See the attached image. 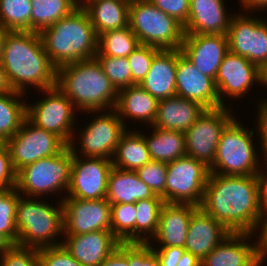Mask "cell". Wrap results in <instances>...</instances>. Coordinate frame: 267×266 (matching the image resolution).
Segmentation results:
<instances>
[{"mask_svg": "<svg viewBox=\"0 0 267 266\" xmlns=\"http://www.w3.org/2000/svg\"><path fill=\"white\" fill-rule=\"evenodd\" d=\"M129 27L141 45L161 50L180 49L185 35L180 22L159 10L149 0H130Z\"/></svg>", "mask_w": 267, "mask_h": 266, "instance_id": "obj_7", "label": "cell"}, {"mask_svg": "<svg viewBox=\"0 0 267 266\" xmlns=\"http://www.w3.org/2000/svg\"><path fill=\"white\" fill-rule=\"evenodd\" d=\"M255 235L230 233L201 261V266H260L257 242L252 241Z\"/></svg>", "mask_w": 267, "mask_h": 266, "instance_id": "obj_21", "label": "cell"}, {"mask_svg": "<svg viewBox=\"0 0 267 266\" xmlns=\"http://www.w3.org/2000/svg\"><path fill=\"white\" fill-rule=\"evenodd\" d=\"M59 201L58 206H53L42 198L19 196L16 207L17 245L37 250L62 245L63 239L56 241V237L64 235L63 202Z\"/></svg>", "mask_w": 267, "mask_h": 266, "instance_id": "obj_5", "label": "cell"}, {"mask_svg": "<svg viewBox=\"0 0 267 266\" xmlns=\"http://www.w3.org/2000/svg\"><path fill=\"white\" fill-rule=\"evenodd\" d=\"M94 58L117 91L132 86V73L127 57L95 55Z\"/></svg>", "mask_w": 267, "mask_h": 266, "instance_id": "obj_39", "label": "cell"}, {"mask_svg": "<svg viewBox=\"0 0 267 266\" xmlns=\"http://www.w3.org/2000/svg\"><path fill=\"white\" fill-rule=\"evenodd\" d=\"M0 63L13 91L26 94L28 87L33 86L42 92L56 85L57 68L45 52L39 33L8 31Z\"/></svg>", "mask_w": 267, "mask_h": 266, "instance_id": "obj_2", "label": "cell"}, {"mask_svg": "<svg viewBox=\"0 0 267 266\" xmlns=\"http://www.w3.org/2000/svg\"><path fill=\"white\" fill-rule=\"evenodd\" d=\"M21 194L16 188L0 192V233L17 244L16 207Z\"/></svg>", "mask_w": 267, "mask_h": 266, "instance_id": "obj_38", "label": "cell"}, {"mask_svg": "<svg viewBox=\"0 0 267 266\" xmlns=\"http://www.w3.org/2000/svg\"><path fill=\"white\" fill-rule=\"evenodd\" d=\"M129 4L130 0H97L90 2L84 10L99 36L129 26Z\"/></svg>", "mask_w": 267, "mask_h": 266, "instance_id": "obj_29", "label": "cell"}, {"mask_svg": "<svg viewBox=\"0 0 267 266\" xmlns=\"http://www.w3.org/2000/svg\"><path fill=\"white\" fill-rule=\"evenodd\" d=\"M230 107L221 106L204 110L184 133L186 156L203 162L207 167L213 164L221 134L235 118L232 111L234 109Z\"/></svg>", "mask_w": 267, "mask_h": 266, "instance_id": "obj_11", "label": "cell"}, {"mask_svg": "<svg viewBox=\"0 0 267 266\" xmlns=\"http://www.w3.org/2000/svg\"><path fill=\"white\" fill-rule=\"evenodd\" d=\"M7 32H8L7 30L3 29L0 26V61H1V58H2L4 39H5V36H6Z\"/></svg>", "mask_w": 267, "mask_h": 266, "instance_id": "obj_56", "label": "cell"}, {"mask_svg": "<svg viewBox=\"0 0 267 266\" xmlns=\"http://www.w3.org/2000/svg\"><path fill=\"white\" fill-rule=\"evenodd\" d=\"M139 132L135 129L133 131L130 129L121 135L112 158L114 167L122 170L136 171L152 160L143 133Z\"/></svg>", "mask_w": 267, "mask_h": 266, "instance_id": "obj_30", "label": "cell"}, {"mask_svg": "<svg viewBox=\"0 0 267 266\" xmlns=\"http://www.w3.org/2000/svg\"><path fill=\"white\" fill-rule=\"evenodd\" d=\"M99 112V115H95L96 117H93L94 119L80 130V135H77L81 144L78 145L81 146L79 152L76 148L78 147L76 146L77 138L72 137L68 145L72 154L81 153L78 156L101 157L112 160L120 137L127 129L114 109L108 112Z\"/></svg>", "mask_w": 267, "mask_h": 266, "instance_id": "obj_12", "label": "cell"}, {"mask_svg": "<svg viewBox=\"0 0 267 266\" xmlns=\"http://www.w3.org/2000/svg\"><path fill=\"white\" fill-rule=\"evenodd\" d=\"M39 34L45 52L56 68L93 59L98 51V36L90 17L79 7Z\"/></svg>", "mask_w": 267, "mask_h": 266, "instance_id": "obj_4", "label": "cell"}, {"mask_svg": "<svg viewBox=\"0 0 267 266\" xmlns=\"http://www.w3.org/2000/svg\"><path fill=\"white\" fill-rule=\"evenodd\" d=\"M5 146L17 173L37 160L59 154L67 145L57 135L35 126L26 118Z\"/></svg>", "mask_w": 267, "mask_h": 266, "instance_id": "obj_13", "label": "cell"}, {"mask_svg": "<svg viewBox=\"0 0 267 266\" xmlns=\"http://www.w3.org/2000/svg\"><path fill=\"white\" fill-rule=\"evenodd\" d=\"M55 86L80 112L109 111L117 102L118 91L95 58L58 67Z\"/></svg>", "mask_w": 267, "mask_h": 266, "instance_id": "obj_3", "label": "cell"}, {"mask_svg": "<svg viewBox=\"0 0 267 266\" xmlns=\"http://www.w3.org/2000/svg\"><path fill=\"white\" fill-rule=\"evenodd\" d=\"M63 237L62 245L83 266H98L121 243L110 230Z\"/></svg>", "mask_w": 267, "mask_h": 266, "instance_id": "obj_20", "label": "cell"}, {"mask_svg": "<svg viewBox=\"0 0 267 266\" xmlns=\"http://www.w3.org/2000/svg\"><path fill=\"white\" fill-rule=\"evenodd\" d=\"M11 91L5 77L4 69L0 63V94Z\"/></svg>", "mask_w": 267, "mask_h": 266, "instance_id": "obj_54", "label": "cell"}, {"mask_svg": "<svg viewBox=\"0 0 267 266\" xmlns=\"http://www.w3.org/2000/svg\"><path fill=\"white\" fill-rule=\"evenodd\" d=\"M160 50L161 49L153 46L140 44V46L127 57L132 73V85H139L142 82L150 70L154 56Z\"/></svg>", "mask_w": 267, "mask_h": 266, "instance_id": "obj_41", "label": "cell"}, {"mask_svg": "<svg viewBox=\"0 0 267 266\" xmlns=\"http://www.w3.org/2000/svg\"><path fill=\"white\" fill-rule=\"evenodd\" d=\"M176 95L194 101L205 109L221 107L214 80L200 72L177 49Z\"/></svg>", "mask_w": 267, "mask_h": 266, "instance_id": "obj_19", "label": "cell"}, {"mask_svg": "<svg viewBox=\"0 0 267 266\" xmlns=\"http://www.w3.org/2000/svg\"><path fill=\"white\" fill-rule=\"evenodd\" d=\"M43 92V100L39 98L33 105L27 103V119L35 126L57 135L68 146L76 133L74 124H77L75 113L78 110L56 86Z\"/></svg>", "mask_w": 267, "mask_h": 266, "instance_id": "obj_9", "label": "cell"}, {"mask_svg": "<svg viewBox=\"0 0 267 266\" xmlns=\"http://www.w3.org/2000/svg\"><path fill=\"white\" fill-rule=\"evenodd\" d=\"M263 163L267 166L265 160H262ZM267 169V167H265ZM258 184H259V194H260V206L261 211L265 215L267 214V171H263V168L257 174Z\"/></svg>", "mask_w": 267, "mask_h": 266, "instance_id": "obj_51", "label": "cell"}, {"mask_svg": "<svg viewBox=\"0 0 267 266\" xmlns=\"http://www.w3.org/2000/svg\"><path fill=\"white\" fill-rule=\"evenodd\" d=\"M135 203L111 204V232L121 243H135Z\"/></svg>", "mask_w": 267, "mask_h": 266, "instance_id": "obj_37", "label": "cell"}, {"mask_svg": "<svg viewBox=\"0 0 267 266\" xmlns=\"http://www.w3.org/2000/svg\"><path fill=\"white\" fill-rule=\"evenodd\" d=\"M159 10L175 18L183 26L186 25L189 16L190 0H149Z\"/></svg>", "mask_w": 267, "mask_h": 266, "instance_id": "obj_44", "label": "cell"}, {"mask_svg": "<svg viewBox=\"0 0 267 266\" xmlns=\"http://www.w3.org/2000/svg\"><path fill=\"white\" fill-rule=\"evenodd\" d=\"M209 167L189 156L167 163L165 203L201 206Z\"/></svg>", "mask_w": 267, "mask_h": 266, "instance_id": "obj_10", "label": "cell"}, {"mask_svg": "<svg viewBox=\"0 0 267 266\" xmlns=\"http://www.w3.org/2000/svg\"><path fill=\"white\" fill-rule=\"evenodd\" d=\"M98 266H130V243H120Z\"/></svg>", "mask_w": 267, "mask_h": 266, "instance_id": "obj_49", "label": "cell"}, {"mask_svg": "<svg viewBox=\"0 0 267 266\" xmlns=\"http://www.w3.org/2000/svg\"><path fill=\"white\" fill-rule=\"evenodd\" d=\"M177 49L160 50L139 84L157 100L176 96Z\"/></svg>", "mask_w": 267, "mask_h": 266, "instance_id": "obj_25", "label": "cell"}, {"mask_svg": "<svg viewBox=\"0 0 267 266\" xmlns=\"http://www.w3.org/2000/svg\"><path fill=\"white\" fill-rule=\"evenodd\" d=\"M164 203L162 198H149L135 202L137 210L135 243H149L155 236Z\"/></svg>", "mask_w": 267, "mask_h": 266, "instance_id": "obj_34", "label": "cell"}, {"mask_svg": "<svg viewBox=\"0 0 267 266\" xmlns=\"http://www.w3.org/2000/svg\"><path fill=\"white\" fill-rule=\"evenodd\" d=\"M204 110L199 103L177 95L158 100L157 114L152 126L185 133Z\"/></svg>", "mask_w": 267, "mask_h": 266, "instance_id": "obj_26", "label": "cell"}, {"mask_svg": "<svg viewBox=\"0 0 267 266\" xmlns=\"http://www.w3.org/2000/svg\"><path fill=\"white\" fill-rule=\"evenodd\" d=\"M149 244L154 246L152 251L156 254L161 266H176L185 251L183 247H155L152 242Z\"/></svg>", "mask_w": 267, "mask_h": 266, "instance_id": "obj_48", "label": "cell"}, {"mask_svg": "<svg viewBox=\"0 0 267 266\" xmlns=\"http://www.w3.org/2000/svg\"><path fill=\"white\" fill-rule=\"evenodd\" d=\"M238 13L231 17L227 39L229 51L245 57L262 70L267 66V21Z\"/></svg>", "mask_w": 267, "mask_h": 266, "instance_id": "obj_14", "label": "cell"}, {"mask_svg": "<svg viewBox=\"0 0 267 266\" xmlns=\"http://www.w3.org/2000/svg\"><path fill=\"white\" fill-rule=\"evenodd\" d=\"M230 233L223 224L199 208L191 216L184 249L202 261Z\"/></svg>", "mask_w": 267, "mask_h": 266, "instance_id": "obj_22", "label": "cell"}, {"mask_svg": "<svg viewBox=\"0 0 267 266\" xmlns=\"http://www.w3.org/2000/svg\"><path fill=\"white\" fill-rule=\"evenodd\" d=\"M200 208L231 233H257L264 218L258 176L209 173Z\"/></svg>", "mask_w": 267, "mask_h": 266, "instance_id": "obj_1", "label": "cell"}, {"mask_svg": "<svg viewBox=\"0 0 267 266\" xmlns=\"http://www.w3.org/2000/svg\"><path fill=\"white\" fill-rule=\"evenodd\" d=\"M112 160L101 157H83L73 154L70 182L66 196L81 200L103 199L107 195Z\"/></svg>", "mask_w": 267, "mask_h": 266, "instance_id": "obj_15", "label": "cell"}, {"mask_svg": "<svg viewBox=\"0 0 267 266\" xmlns=\"http://www.w3.org/2000/svg\"><path fill=\"white\" fill-rule=\"evenodd\" d=\"M149 198H161L138 177L135 171L112 167L108 178L106 199L110 204L135 203Z\"/></svg>", "mask_w": 267, "mask_h": 266, "instance_id": "obj_28", "label": "cell"}, {"mask_svg": "<svg viewBox=\"0 0 267 266\" xmlns=\"http://www.w3.org/2000/svg\"><path fill=\"white\" fill-rule=\"evenodd\" d=\"M200 207L192 204L164 203L153 242L161 246L185 247L191 216Z\"/></svg>", "mask_w": 267, "mask_h": 266, "instance_id": "obj_24", "label": "cell"}, {"mask_svg": "<svg viewBox=\"0 0 267 266\" xmlns=\"http://www.w3.org/2000/svg\"><path fill=\"white\" fill-rule=\"evenodd\" d=\"M40 266H83L63 245L38 249Z\"/></svg>", "mask_w": 267, "mask_h": 266, "instance_id": "obj_43", "label": "cell"}, {"mask_svg": "<svg viewBox=\"0 0 267 266\" xmlns=\"http://www.w3.org/2000/svg\"><path fill=\"white\" fill-rule=\"evenodd\" d=\"M257 109V123L254 126H257V135L260 138L259 141L261 142L259 145H261L262 148H260L262 151L259 153H262V157L265 160V156L267 155V99H263L261 102L259 101Z\"/></svg>", "mask_w": 267, "mask_h": 266, "instance_id": "obj_47", "label": "cell"}, {"mask_svg": "<svg viewBox=\"0 0 267 266\" xmlns=\"http://www.w3.org/2000/svg\"><path fill=\"white\" fill-rule=\"evenodd\" d=\"M135 172L154 194L160 196L165 202L167 163L151 160Z\"/></svg>", "mask_w": 267, "mask_h": 266, "instance_id": "obj_40", "label": "cell"}, {"mask_svg": "<svg viewBox=\"0 0 267 266\" xmlns=\"http://www.w3.org/2000/svg\"><path fill=\"white\" fill-rule=\"evenodd\" d=\"M263 86L267 88V66L263 69Z\"/></svg>", "mask_w": 267, "mask_h": 266, "instance_id": "obj_58", "label": "cell"}, {"mask_svg": "<svg viewBox=\"0 0 267 266\" xmlns=\"http://www.w3.org/2000/svg\"><path fill=\"white\" fill-rule=\"evenodd\" d=\"M240 2V7H242V10H244V12H253L254 14V11L258 12L261 11V9H267V0H240Z\"/></svg>", "mask_w": 267, "mask_h": 266, "instance_id": "obj_52", "label": "cell"}, {"mask_svg": "<svg viewBox=\"0 0 267 266\" xmlns=\"http://www.w3.org/2000/svg\"><path fill=\"white\" fill-rule=\"evenodd\" d=\"M140 42L129 26L106 31L98 36V51L96 55L110 57H128Z\"/></svg>", "mask_w": 267, "mask_h": 266, "instance_id": "obj_35", "label": "cell"}, {"mask_svg": "<svg viewBox=\"0 0 267 266\" xmlns=\"http://www.w3.org/2000/svg\"><path fill=\"white\" fill-rule=\"evenodd\" d=\"M31 0H0V26L7 31H30Z\"/></svg>", "mask_w": 267, "mask_h": 266, "instance_id": "obj_36", "label": "cell"}, {"mask_svg": "<svg viewBox=\"0 0 267 266\" xmlns=\"http://www.w3.org/2000/svg\"><path fill=\"white\" fill-rule=\"evenodd\" d=\"M158 100L140 85H132L118 91L117 102L114 110L127 127L126 118L131 121L138 120L153 125L157 114Z\"/></svg>", "mask_w": 267, "mask_h": 266, "instance_id": "obj_27", "label": "cell"}, {"mask_svg": "<svg viewBox=\"0 0 267 266\" xmlns=\"http://www.w3.org/2000/svg\"><path fill=\"white\" fill-rule=\"evenodd\" d=\"M64 235L111 231V204L106 198L81 200L62 198Z\"/></svg>", "mask_w": 267, "mask_h": 266, "instance_id": "obj_17", "label": "cell"}, {"mask_svg": "<svg viewBox=\"0 0 267 266\" xmlns=\"http://www.w3.org/2000/svg\"><path fill=\"white\" fill-rule=\"evenodd\" d=\"M72 151L66 146L59 154L42 158L16 173V189L23 196L44 198L43 195L67 192L70 182Z\"/></svg>", "mask_w": 267, "mask_h": 266, "instance_id": "obj_8", "label": "cell"}, {"mask_svg": "<svg viewBox=\"0 0 267 266\" xmlns=\"http://www.w3.org/2000/svg\"><path fill=\"white\" fill-rule=\"evenodd\" d=\"M30 31L40 33L78 6L76 0H31Z\"/></svg>", "mask_w": 267, "mask_h": 266, "instance_id": "obj_33", "label": "cell"}, {"mask_svg": "<svg viewBox=\"0 0 267 266\" xmlns=\"http://www.w3.org/2000/svg\"><path fill=\"white\" fill-rule=\"evenodd\" d=\"M13 244L0 233V255H2L6 250H8Z\"/></svg>", "mask_w": 267, "mask_h": 266, "instance_id": "obj_55", "label": "cell"}, {"mask_svg": "<svg viewBox=\"0 0 267 266\" xmlns=\"http://www.w3.org/2000/svg\"><path fill=\"white\" fill-rule=\"evenodd\" d=\"M237 120L234 118L223 130L214 162L209 167L210 173L251 176L260 172L261 160L257 156V147L253 143L255 133L253 130L246 129Z\"/></svg>", "mask_w": 267, "mask_h": 266, "instance_id": "obj_6", "label": "cell"}, {"mask_svg": "<svg viewBox=\"0 0 267 266\" xmlns=\"http://www.w3.org/2000/svg\"><path fill=\"white\" fill-rule=\"evenodd\" d=\"M0 266H40L38 250L12 245L0 255Z\"/></svg>", "mask_w": 267, "mask_h": 266, "instance_id": "obj_42", "label": "cell"}, {"mask_svg": "<svg viewBox=\"0 0 267 266\" xmlns=\"http://www.w3.org/2000/svg\"><path fill=\"white\" fill-rule=\"evenodd\" d=\"M176 266H201V261L190 252L184 251Z\"/></svg>", "mask_w": 267, "mask_h": 266, "instance_id": "obj_53", "label": "cell"}, {"mask_svg": "<svg viewBox=\"0 0 267 266\" xmlns=\"http://www.w3.org/2000/svg\"><path fill=\"white\" fill-rule=\"evenodd\" d=\"M130 266H161L149 243H130Z\"/></svg>", "mask_w": 267, "mask_h": 266, "instance_id": "obj_46", "label": "cell"}, {"mask_svg": "<svg viewBox=\"0 0 267 266\" xmlns=\"http://www.w3.org/2000/svg\"><path fill=\"white\" fill-rule=\"evenodd\" d=\"M94 1H97V0H76L77 6L82 9H84L90 2H94Z\"/></svg>", "mask_w": 267, "mask_h": 266, "instance_id": "obj_57", "label": "cell"}, {"mask_svg": "<svg viewBox=\"0 0 267 266\" xmlns=\"http://www.w3.org/2000/svg\"><path fill=\"white\" fill-rule=\"evenodd\" d=\"M182 54L204 75L214 81L221 62L229 52L227 35L185 34Z\"/></svg>", "mask_w": 267, "mask_h": 266, "instance_id": "obj_18", "label": "cell"}, {"mask_svg": "<svg viewBox=\"0 0 267 266\" xmlns=\"http://www.w3.org/2000/svg\"><path fill=\"white\" fill-rule=\"evenodd\" d=\"M16 187V171L11 162L8 148L0 142V192Z\"/></svg>", "mask_w": 267, "mask_h": 266, "instance_id": "obj_45", "label": "cell"}, {"mask_svg": "<svg viewBox=\"0 0 267 266\" xmlns=\"http://www.w3.org/2000/svg\"><path fill=\"white\" fill-rule=\"evenodd\" d=\"M224 4V0H190L185 34L226 35L233 14L227 13Z\"/></svg>", "mask_w": 267, "mask_h": 266, "instance_id": "obj_23", "label": "cell"}, {"mask_svg": "<svg viewBox=\"0 0 267 266\" xmlns=\"http://www.w3.org/2000/svg\"><path fill=\"white\" fill-rule=\"evenodd\" d=\"M25 95L13 90L0 94V142L14 136L27 118Z\"/></svg>", "mask_w": 267, "mask_h": 266, "instance_id": "obj_32", "label": "cell"}, {"mask_svg": "<svg viewBox=\"0 0 267 266\" xmlns=\"http://www.w3.org/2000/svg\"><path fill=\"white\" fill-rule=\"evenodd\" d=\"M257 232L260 233L257 237L258 240L256 239L257 258L260 263V266H262L264 265V262L267 258V214L264 215L263 220L259 223L257 227Z\"/></svg>", "mask_w": 267, "mask_h": 266, "instance_id": "obj_50", "label": "cell"}, {"mask_svg": "<svg viewBox=\"0 0 267 266\" xmlns=\"http://www.w3.org/2000/svg\"><path fill=\"white\" fill-rule=\"evenodd\" d=\"M214 82L220 104L227 106L224 99L242 98L249 93L254 82L263 86V70L245 57L229 51L219 66Z\"/></svg>", "mask_w": 267, "mask_h": 266, "instance_id": "obj_16", "label": "cell"}, {"mask_svg": "<svg viewBox=\"0 0 267 266\" xmlns=\"http://www.w3.org/2000/svg\"><path fill=\"white\" fill-rule=\"evenodd\" d=\"M152 128V135H143L152 160L169 163L186 156L184 132Z\"/></svg>", "mask_w": 267, "mask_h": 266, "instance_id": "obj_31", "label": "cell"}]
</instances>
